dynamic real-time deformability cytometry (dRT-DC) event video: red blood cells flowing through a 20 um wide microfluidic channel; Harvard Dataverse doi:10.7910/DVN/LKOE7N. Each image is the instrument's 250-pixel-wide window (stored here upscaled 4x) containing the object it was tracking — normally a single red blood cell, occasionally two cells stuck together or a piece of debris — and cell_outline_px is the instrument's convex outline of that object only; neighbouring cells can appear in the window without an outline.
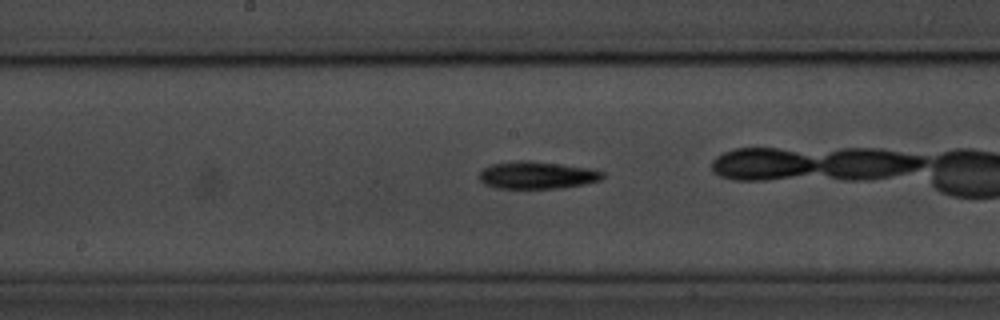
{"species": "common noctule bat (a hibernating species)", "species_latin": "Nyctalus noctula", "temperature_condition": "room temperature", "stored_images_in_passage": 28, "camera_frame_rate_fps": 3000, "um_per_image_px": 0.085, "animal": {"sex": "male", "body_mass_g": 20.1, "forearm_length_mm": 53.5}, "frame": {"image": 1, "passage_image": 14, "time_ms": 4.333, "image_size_px": [1000, 320], "cell_outline_px": [[604, 176], [600, 180], [584, 184], [560, 188], [496, 188], [484, 184], [476, 176], [484, 168], [492, 164], [520, 160], [528, 160], [560, 164], [588, 168], [604, 172]], "centroid_in_image_um": [45.61, 14.89], "position_along_channel_um": 202.6, "area_um2": 19.65}, "authors_computed_cell_mechanics": {"area_um2": 18.8139, "velocity_mm_per_s": 3.5153, "shape_relaxation_time_tau1_ms": 4.7457, "shape_relaxation_time_tau2_ms": null, "deformation_change_tau1": 0.147, "deformation_change_tau2": null}}